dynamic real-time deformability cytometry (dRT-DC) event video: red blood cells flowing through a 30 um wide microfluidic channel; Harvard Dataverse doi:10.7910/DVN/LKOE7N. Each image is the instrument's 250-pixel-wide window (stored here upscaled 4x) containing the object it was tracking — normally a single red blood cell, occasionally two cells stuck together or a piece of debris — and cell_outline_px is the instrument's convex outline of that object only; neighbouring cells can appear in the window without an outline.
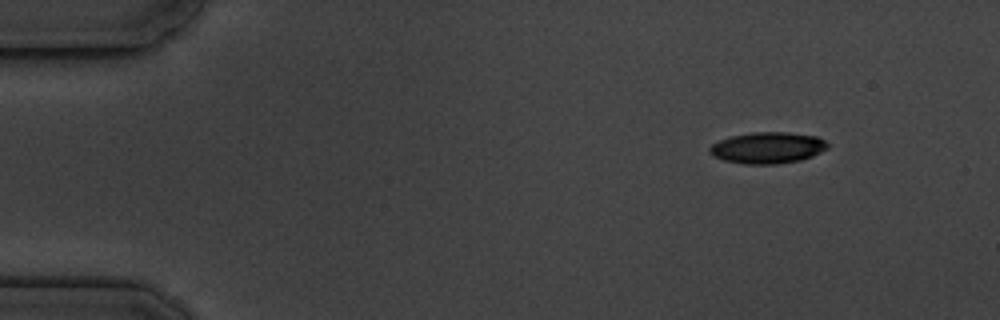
{"species": "common noctule bat (a hibernating species)", "species_latin": "Nyctalus noctula", "temperature_condition": "cold", "stored_images_in_passage": 4, "camera_frame_rate_fps": 3000, "um_per_image_px": 0.085, "animal": {"sex": "male", "body_mass_g": 19.5, "forearm_length_mm": 54.6}, "frame": {"image": 1, "passage_image": 1, "time_ms": 0.0, "image_size_px": [1000, 320], "cell_outline_px": [[828, 148], [812, 156], [800, 160], [776, 164], [744, 164], [724, 160], [708, 152], [708, 148], [712, 144], [728, 136], [752, 132], [788, 132], [816, 136], [824, 140], [828, 144]], "centroid_in_image_um": [65.23, 12.55], "position_along_channel_um": 19.8, "area_um2": 21.56}}
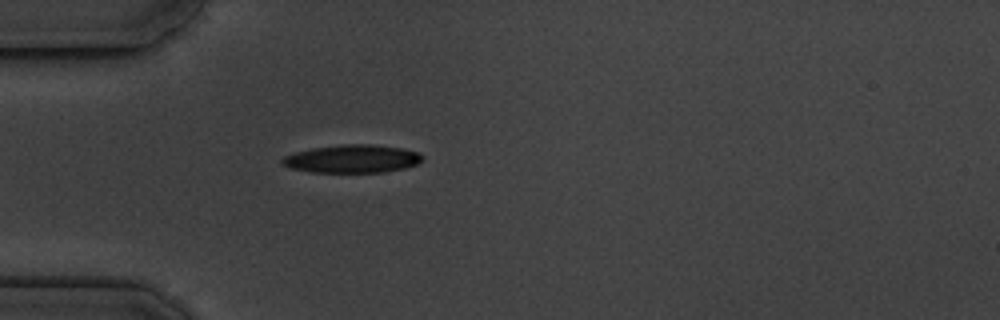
{"frame": {"image": 2, "passage_image": 4, "time_ms": 3.333, "image_size_px": [1000, 320], "cell_outline_px": [[424, 160], [416, 164], [404, 168], [384, 172], [312, 172], [288, 168], [280, 164], [280, 160], [284, 156], [296, 152], [312, 148], [340, 144], [368, 144], [404, 148], [420, 152], [424, 156]], "centroid_in_image_um": [29.94, 13.49], "position_along_channel_um": 55.1, "area_um2": 23.18}}